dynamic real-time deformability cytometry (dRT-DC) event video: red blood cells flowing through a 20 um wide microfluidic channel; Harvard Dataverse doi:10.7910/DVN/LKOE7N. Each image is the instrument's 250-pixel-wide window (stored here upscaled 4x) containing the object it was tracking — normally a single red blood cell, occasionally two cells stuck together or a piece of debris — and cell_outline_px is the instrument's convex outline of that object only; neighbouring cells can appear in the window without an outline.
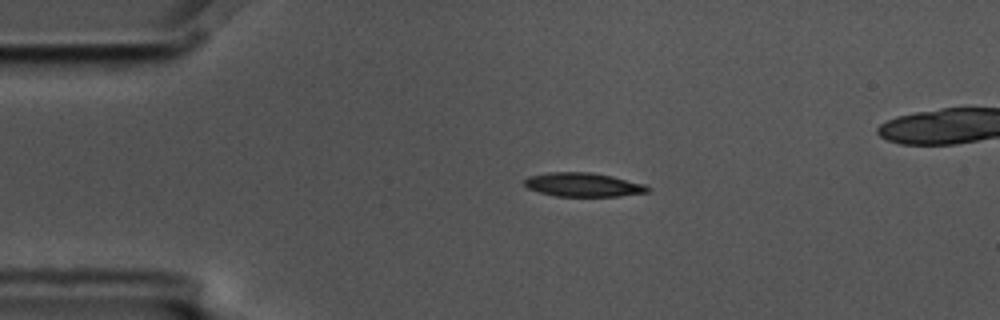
{"species": "common noctule bat (a hibernating species)", "species_latin": "Nyctalus noctula", "temperature_condition": "cold", "stored_images_in_passage": 3, "camera_frame_rate_fps": 3000, "um_per_image_px": 0.085, "animal": {"sex": "male", "body_mass_g": 17.5, "forearm_length_mm": 52.3}, "frame": {"image": 1, "passage_image": 1, "time_ms": 0.0, "image_size_px": [1000, 320], "cell_outline_px": [[652, 188], [648, 192], [620, 196], [556, 196], [540, 192], [528, 188], [524, 184], [524, 180], [528, 176], [548, 172], [592, 172], [612, 176], [644, 184]], "centroid_in_image_um": [49.58, 15.69], "position_along_channel_um": 35.4, "area_um2": 17.17}}